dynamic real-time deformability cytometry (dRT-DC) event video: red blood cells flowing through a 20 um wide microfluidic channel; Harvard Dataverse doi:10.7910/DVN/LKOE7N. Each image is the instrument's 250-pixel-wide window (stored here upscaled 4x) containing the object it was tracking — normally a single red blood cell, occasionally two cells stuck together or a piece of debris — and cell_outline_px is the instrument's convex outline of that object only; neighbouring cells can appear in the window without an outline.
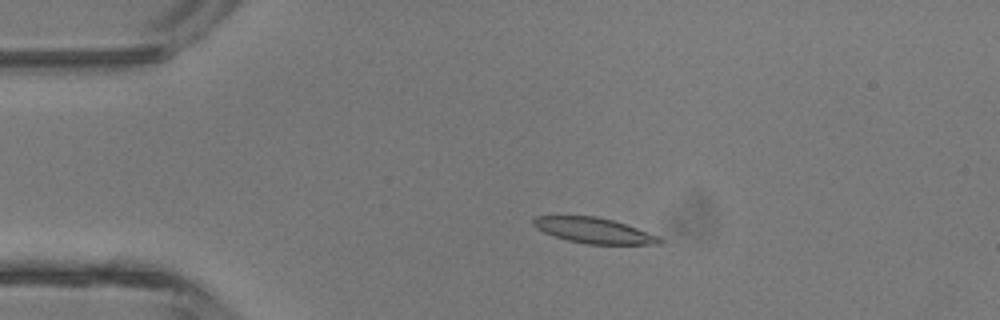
{"species": "common noctule bat (a hibernating species)", "species_latin": "Nyctalus noctula", "temperature_condition": "room temperature", "stored_images_in_passage": 3, "camera_frame_rate_fps": 3000, "um_per_image_px": 0.085, "animal": {"sex": "male", "body_mass_g": 13.3}, "frame": {"image": 1, "passage_image": 3, "time_ms": 2.333, "image_size_px": [1000, 320], "cell_outline_px": [[664, 244], [588, 244], [568, 240], [552, 236], [536, 228], [532, 224], [532, 220], [536, 216], [596, 216], [612, 220], [660, 236], [664, 240]], "centroid_in_image_um": [50.48, 19.6], "position_along_channel_um": 34.5, "area_um2": 18.73}}